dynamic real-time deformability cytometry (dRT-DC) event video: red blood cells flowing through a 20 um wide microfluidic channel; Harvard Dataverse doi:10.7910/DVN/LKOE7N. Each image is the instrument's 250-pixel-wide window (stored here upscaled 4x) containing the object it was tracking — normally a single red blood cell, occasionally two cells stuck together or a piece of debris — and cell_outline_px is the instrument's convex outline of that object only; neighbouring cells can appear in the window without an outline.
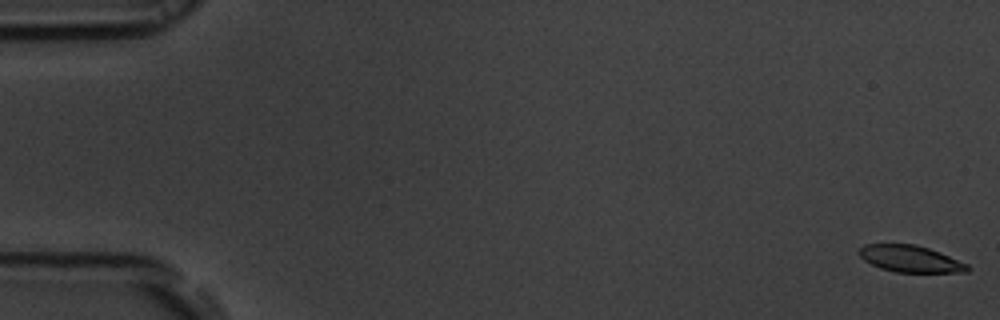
{"species": "common noctule bat (a hibernating species)", "species_latin": "Nyctalus noctula", "temperature_condition": "room temperature", "stored_images_in_passage": 54, "camera_frame_rate_fps": 3000, "um_per_image_px": 0.085, "animal": {"sex": "male", "body_mass_g": 19.5, "forearm_length_mm": 54.6}, "frame": {"image": 1, "passage_image": 1, "time_ms": 0.0, "image_size_px": [1000, 320], "cell_outline_px": [[972, 268], [968, 272], [896, 272], [880, 268], [864, 260], [856, 252], [864, 244], [916, 244], [940, 252], [968, 264]], "centroid_in_image_um": [77.39, 22.0], "position_along_channel_um": 7.6, "area_um2": 16.94}}
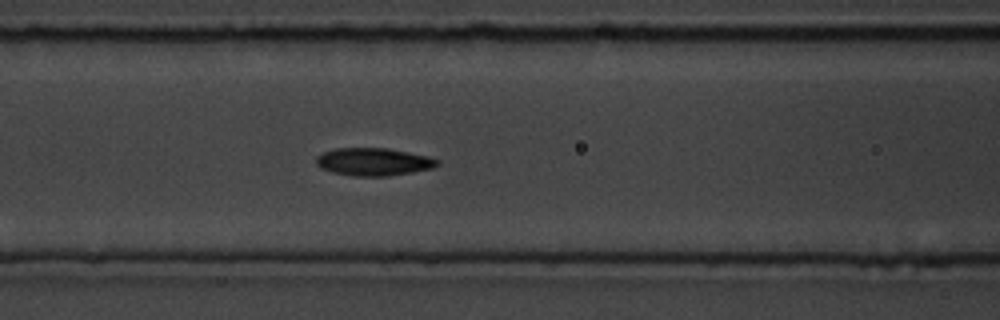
{"frame": {"image": 2, "passage_image": 23, "time_ms": 7.333, "image_size_px": [1000, 320], "cell_outline_px": [[440, 164], [432, 168], [412, 172], [388, 176], [352, 176], [332, 172], [320, 168], [316, 164], [316, 156], [324, 152], [336, 148], [388, 148], [428, 156], [440, 160]], "centroid_in_image_um": [31.75, 13.75], "position_along_channel_um": 134.9, "area_um2": 19.65}}
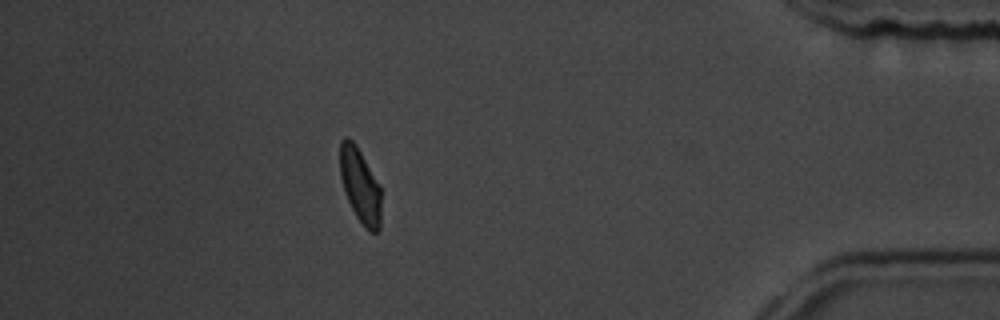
{"frame": {"image": 3, "passage_image": 48, "time_ms": 15.667, "image_size_px": [1000, 320], "cell_outline_px": [[380, 228], [376, 232], [368, 232], [364, 228], [356, 216], [344, 192], [340, 176], [340, 140], [344, 136], [348, 136], [356, 144], [380, 184]], "centroid_in_image_um": [30.6, 15.75], "position_along_channel_um": 404.6, "area_um2": 18.09}, "authors_computed_cell_mechanics": {"area_um2": 18.496, "velocity_mm_per_s": 3.7963, "shape_relaxation_time_tau1_ms": 3.2817, "shape_relaxation_time_tau2_ms": 4.5684, "deformation_change_tau1": 0.1346, "deformation_change_tau2": 0.0882}}